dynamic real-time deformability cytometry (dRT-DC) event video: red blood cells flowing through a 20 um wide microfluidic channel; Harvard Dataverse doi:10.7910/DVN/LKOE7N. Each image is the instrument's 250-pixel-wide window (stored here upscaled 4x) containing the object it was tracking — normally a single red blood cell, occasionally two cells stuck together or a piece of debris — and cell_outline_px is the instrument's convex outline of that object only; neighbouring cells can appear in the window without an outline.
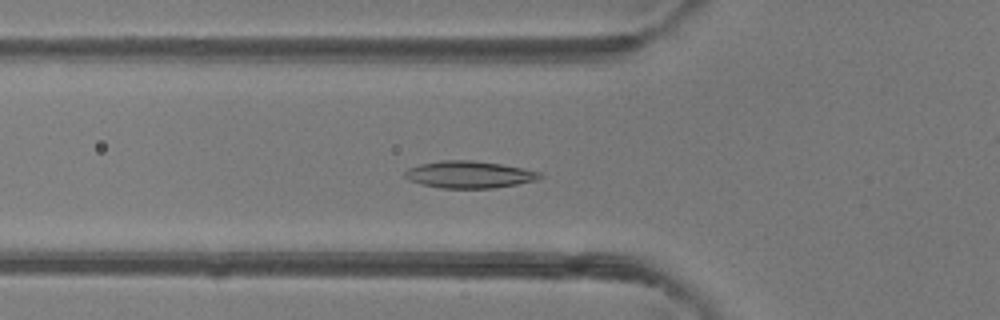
{"species": "common noctule bat (a hibernating species)", "species_latin": "Nyctalus noctula", "temperature_condition": "room temperature", "stored_images_in_passage": 51, "camera_frame_rate_fps": 3000, "um_per_image_px": 0.085, "animal": {"sex": "female"}, "frame": {"image": 1, "passage_image": 18, "time_ms": 5.667, "image_size_px": [1000, 320], "cell_outline_px": [[544, 176], [536, 180], [516, 184], [492, 188], [440, 188], [420, 184], [408, 180], [404, 176], [404, 172], [408, 168], [420, 164], [440, 160], [472, 160], [500, 164], [524, 168], [540, 172]], "centroid_in_image_um": [39.85, 14.83], "position_along_channel_um": 85.9, "area_um2": 21.33}}
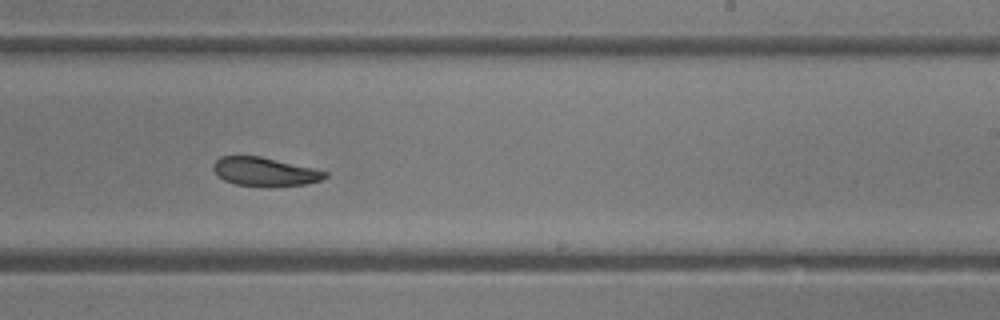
{"frame": {"image": 2, "passage_image": 31, "time_ms": 10.0, "image_size_px": [1000, 320], "cell_outline_px": [[328, 176], [320, 180], [308, 184], [236, 184], [224, 180], [212, 168], [212, 164], [220, 156], [260, 156], [312, 168], [328, 172]], "centroid_in_image_um": [22.48, 14.55], "position_along_channel_um": 266.5, "area_um2": 17.8}}
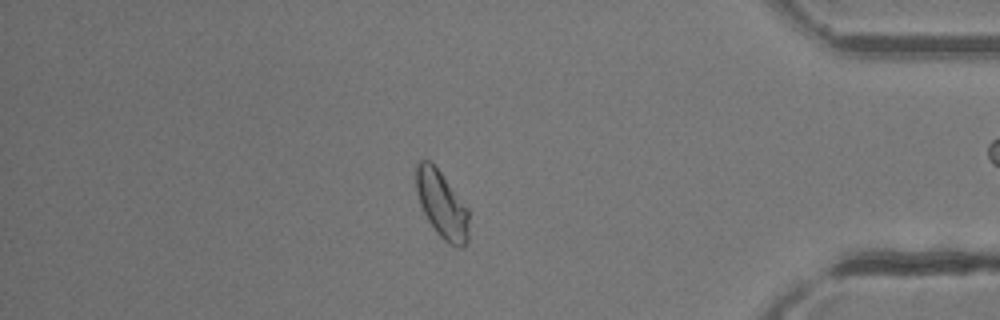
{"frame": {"image": 3, "passage_image": 43, "time_ms": 14.0, "image_size_px": [1000, 320], "cell_outline_px": [[468, 240], [464, 248], [456, 248], [448, 244], [436, 232], [428, 220], [420, 204], [416, 192], [416, 164], [420, 160], [428, 160], [440, 172], [468, 208]], "centroid_in_image_um": [37.56, 17.44], "position_along_channel_um": 397.6, "area_um2": 20.52}, "authors_computed_cell_mechanics": {"area_um2": 20.8658, "velocity_mm_per_s": 4.1647, "shape_relaxation_time_tau1_ms": 3.9912, "shape_relaxation_time_tau2_ms": 3.4998, "deformation_change_tau1": 0.0976, "deformation_change_tau2": 0.076}}